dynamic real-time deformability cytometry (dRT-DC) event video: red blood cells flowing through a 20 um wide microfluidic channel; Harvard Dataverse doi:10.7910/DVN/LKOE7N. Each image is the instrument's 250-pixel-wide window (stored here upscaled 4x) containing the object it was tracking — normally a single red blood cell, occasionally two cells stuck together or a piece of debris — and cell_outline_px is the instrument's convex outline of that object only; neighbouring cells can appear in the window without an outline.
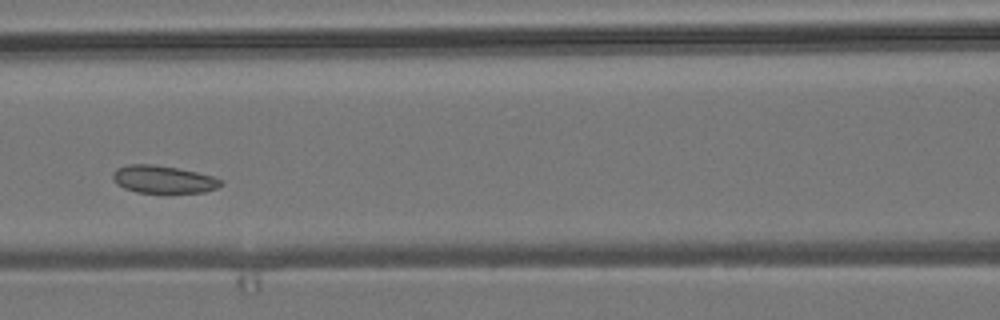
{"species": "common noctule bat (a hibernating species)", "species_latin": "Nyctalus noctula", "temperature_condition": "room temperature", "stored_images_in_passage": 5, "camera_frame_rate_fps": 3000, "um_per_image_px": 0.085, "animal": {"sex": "male", "body_mass_g": 19.2, "forearm_length_mm": 51.8}, "frame": {"image": 1, "passage_image": 5, "time_ms": 1.333, "image_size_px": [1000, 320], "cell_outline_px": [[224, 184], [220, 188], [204, 192], [136, 192], [124, 188], [116, 184], [112, 180], [112, 172], [116, 168], [128, 164], [152, 164], [176, 168], [196, 172], [212, 176], [224, 180]], "centroid_in_image_um": [13.88, 15.24], "position_along_channel_um": 152.7, "area_um2": 17.51}}